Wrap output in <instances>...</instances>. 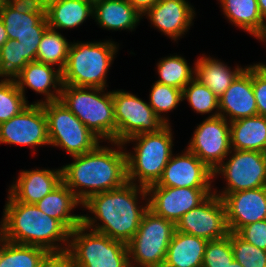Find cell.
I'll list each match as a JSON object with an SVG mask.
<instances>
[{
  "mask_svg": "<svg viewBox=\"0 0 266 267\" xmlns=\"http://www.w3.org/2000/svg\"><path fill=\"white\" fill-rule=\"evenodd\" d=\"M261 41H262V42L266 41V37H264ZM265 66H266V65H265Z\"/></svg>",
  "mask_w": 266,
  "mask_h": 267,
  "instance_id": "48",
  "label": "cell"
},
{
  "mask_svg": "<svg viewBox=\"0 0 266 267\" xmlns=\"http://www.w3.org/2000/svg\"><path fill=\"white\" fill-rule=\"evenodd\" d=\"M103 88L62 85L60 101L100 140L116 142L112 92ZM104 92V93H101Z\"/></svg>",
  "mask_w": 266,
  "mask_h": 267,
  "instance_id": "5",
  "label": "cell"
},
{
  "mask_svg": "<svg viewBox=\"0 0 266 267\" xmlns=\"http://www.w3.org/2000/svg\"><path fill=\"white\" fill-rule=\"evenodd\" d=\"M172 138L171 126L166 124L156 133L139 134L123 142V145L131 141L136 142L133 149L134 154L125 152L128 182L139 183V186L146 188L156 184L173 155Z\"/></svg>",
  "mask_w": 266,
  "mask_h": 267,
  "instance_id": "4",
  "label": "cell"
},
{
  "mask_svg": "<svg viewBox=\"0 0 266 267\" xmlns=\"http://www.w3.org/2000/svg\"><path fill=\"white\" fill-rule=\"evenodd\" d=\"M93 18L108 30H133L142 16L127 0H97L94 2Z\"/></svg>",
  "mask_w": 266,
  "mask_h": 267,
  "instance_id": "26",
  "label": "cell"
},
{
  "mask_svg": "<svg viewBox=\"0 0 266 267\" xmlns=\"http://www.w3.org/2000/svg\"><path fill=\"white\" fill-rule=\"evenodd\" d=\"M117 46L110 40L71 43L66 65L62 70V84L106 89L105 79L115 58Z\"/></svg>",
  "mask_w": 266,
  "mask_h": 267,
  "instance_id": "6",
  "label": "cell"
},
{
  "mask_svg": "<svg viewBox=\"0 0 266 267\" xmlns=\"http://www.w3.org/2000/svg\"><path fill=\"white\" fill-rule=\"evenodd\" d=\"M229 123L233 150L266 153V117L257 114Z\"/></svg>",
  "mask_w": 266,
  "mask_h": 267,
  "instance_id": "27",
  "label": "cell"
},
{
  "mask_svg": "<svg viewBox=\"0 0 266 267\" xmlns=\"http://www.w3.org/2000/svg\"><path fill=\"white\" fill-rule=\"evenodd\" d=\"M231 245L234 260L243 267H266V251L241 239L231 232Z\"/></svg>",
  "mask_w": 266,
  "mask_h": 267,
  "instance_id": "37",
  "label": "cell"
},
{
  "mask_svg": "<svg viewBox=\"0 0 266 267\" xmlns=\"http://www.w3.org/2000/svg\"><path fill=\"white\" fill-rule=\"evenodd\" d=\"M233 260L230 232L223 238L208 241L202 267H228Z\"/></svg>",
  "mask_w": 266,
  "mask_h": 267,
  "instance_id": "38",
  "label": "cell"
},
{
  "mask_svg": "<svg viewBox=\"0 0 266 267\" xmlns=\"http://www.w3.org/2000/svg\"><path fill=\"white\" fill-rule=\"evenodd\" d=\"M113 144L119 150L98 145L88 153L73 156L72 163L61 167L62 181L81 203L94 194L119 188L128 182L124 145Z\"/></svg>",
  "mask_w": 266,
  "mask_h": 267,
  "instance_id": "2",
  "label": "cell"
},
{
  "mask_svg": "<svg viewBox=\"0 0 266 267\" xmlns=\"http://www.w3.org/2000/svg\"><path fill=\"white\" fill-rule=\"evenodd\" d=\"M176 226L147 210L134 237L127 243L130 267H163Z\"/></svg>",
  "mask_w": 266,
  "mask_h": 267,
  "instance_id": "8",
  "label": "cell"
},
{
  "mask_svg": "<svg viewBox=\"0 0 266 267\" xmlns=\"http://www.w3.org/2000/svg\"><path fill=\"white\" fill-rule=\"evenodd\" d=\"M230 152H233L231 158L213 171V178L221 173L226 179L227 185L221 193L266 186V153L233 149Z\"/></svg>",
  "mask_w": 266,
  "mask_h": 267,
  "instance_id": "11",
  "label": "cell"
},
{
  "mask_svg": "<svg viewBox=\"0 0 266 267\" xmlns=\"http://www.w3.org/2000/svg\"><path fill=\"white\" fill-rule=\"evenodd\" d=\"M8 0H0V11L2 10L3 6L6 5Z\"/></svg>",
  "mask_w": 266,
  "mask_h": 267,
  "instance_id": "47",
  "label": "cell"
},
{
  "mask_svg": "<svg viewBox=\"0 0 266 267\" xmlns=\"http://www.w3.org/2000/svg\"><path fill=\"white\" fill-rule=\"evenodd\" d=\"M37 267H72L70 256L65 251L48 252Z\"/></svg>",
  "mask_w": 266,
  "mask_h": 267,
  "instance_id": "42",
  "label": "cell"
},
{
  "mask_svg": "<svg viewBox=\"0 0 266 267\" xmlns=\"http://www.w3.org/2000/svg\"><path fill=\"white\" fill-rule=\"evenodd\" d=\"M236 234L244 241L266 251V220L245 225Z\"/></svg>",
  "mask_w": 266,
  "mask_h": 267,
  "instance_id": "40",
  "label": "cell"
},
{
  "mask_svg": "<svg viewBox=\"0 0 266 267\" xmlns=\"http://www.w3.org/2000/svg\"><path fill=\"white\" fill-rule=\"evenodd\" d=\"M187 99L194 112L201 114L211 113L216 109L214 114L208 118L219 116L218 97L206 86L193 78L182 90V100Z\"/></svg>",
  "mask_w": 266,
  "mask_h": 267,
  "instance_id": "33",
  "label": "cell"
},
{
  "mask_svg": "<svg viewBox=\"0 0 266 267\" xmlns=\"http://www.w3.org/2000/svg\"><path fill=\"white\" fill-rule=\"evenodd\" d=\"M23 93L17 87L13 78H4L0 80V124L8 121L19 114L28 101Z\"/></svg>",
  "mask_w": 266,
  "mask_h": 267,
  "instance_id": "34",
  "label": "cell"
},
{
  "mask_svg": "<svg viewBox=\"0 0 266 267\" xmlns=\"http://www.w3.org/2000/svg\"><path fill=\"white\" fill-rule=\"evenodd\" d=\"M225 17L260 41L266 37V21L263 20L257 0H220Z\"/></svg>",
  "mask_w": 266,
  "mask_h": 267,
  "instance_id": "28",
  "label": "cell"
},
{
  "mask_svg": "<svg viewBox=\"0 0 266 267\" xmlns=\"http://www.w3.org/2000/svg\"><path fill=\"white\" fill-rule=\"evenodd\" d=\"M228 267H243V266L239 264L236 260H233L231 265H229Z\"/></svg>",
  "mask_w": 266,
  "mask_h": 267,
  "instance_id": "46",
  "label": "cell"
},
{
  "mask_svg": "<svg viewBox=\"0 0 266 267\" xmlns=\"http://www.w3.org/2000/svg\"><path fill=\"white\" fill-rule=\"evenodd\" d=\"M211 191V188L148 186V209L176 225L184 214L205 201Z\"/></svg>",
  "mask_w": 266,
  "mask_h": 267,
  "instance_id": "14",
  "label": "cell"
},
{
  "mask_svg": "<svg viewBox=\"0 0 266 267\" xmlns=\"http://www.w3.org/2000/svg\"><path fill=\"white\" fill-rule=\"evenodd\" d=\"M35 204L42 212L59 220L70 232L82 224V215L71 213L82 203L64 182Z\"/></svg>",
  "mask_w": 266,
  "mask_h": 267,
  "instance_id": "23",
  "label": "cell"
},
{
  "mask_svg": "<svg viewBox=\"0 0 266 267\" xmlns=\"http://www.w3.org/2000/svg\"><path fill=\"white\" fill-rule=\"evenodd\" d=\"M94 12L90 0H47L46 19L51 29H69L80 26Z\"/></svg>",
  "mask_w": 266,
  "mask_h": 267,
  "instance_id": "25",
  "label": "cell"
},
{
  "mask_svg": "<svg viewBox=\"0 0 266 267\" xmlns=\"http://www.w3.org/2000/svg\"><path fill=\"white\" fill-rule=\"evenodd\" d=\"M9 194L19 202L35 204L52 192L62 181V168L21 171Z\"/></svg>",
  "mask_w": 266,
  "mask_h": 267,
  "instance_id": "21",
  "label": "cell"
},
{
  "mask_svg": "<svg viewBox=\"0 0 266 267\" xmlns=\"http://www.w3.org/2000/svg\"><path fill=\"white\" fill-rule=\"evenodd\" d=\"M8 35L7 32L5 30L3 21L0 18V49L1 47L8 41Z\"/></svg>",
  "mask_w": 266,
  "mask_h": 267,
  "instance_id": "44",
  "label": "cell"
},
{
  "mask_svg": "<svg viewBox=\"0 0 266 267\" xmlns=\"http://www.w3.org/2000/svg\"><path fill=\"white\" fill-rule=\"evenodd\" d=\"M149 97L148 104L165 124H170L169 120L161 114L174 110L183 101L181 89L157 82L153 84Z\"/></svg>",
  "mask_w": 266,
  "mask_h": 267,
  "instance_id": "35",
  "label": "cell"
},
{
  "mask_svg": "<svg viewBox=\"0 0 266 267\" xmlns=\"http://www.w3.org/2000/svg\"><path fill=\"white\" fill-rule=\"evenodd\" d=\"M7 3L19 13L46 17L47 0H8Z\"/></svg>",
  "mask_w": 266,
  "mask_h": 267,
  "instance_id": "41",
  "label": "cell"
},
{
  "mask_svg": "<svg viewBox=\"0 0 266 267\" xmlns=\"http://www.w3.org/2000/svg\"><path fill=\"white\" fill-rule=\"evenodd\" d=\"M175 226L179 232L207 241L223 238L230 233L224 203L215 193L184 214Z\"/></svg>",
  "mask_w": 266,
  "mask_h": 267,
  "instance_id": "13",
  "label": "cell"
},
{
  "mask_svg": "<svg viewBox=\"0 0 266 267\" xmlns=\"http://www.w3.org/2000/svg\"><path fill=\"white\" fill-rule=\"evenodd\" d=\"M258 8L263 20H266V0H257Z\"/></svg>",
  "mask_w": 266,
  "mask_h": 267,
  "instance_id": "45",
  "label": "cell"
},
{
  "mask_svg": "<svg viewBox=\"0 0 266 267\" xmlns=\"http://www.w3.org/2000/svg\"><path fill=\"white\" fill-rule=\"evenodd\" d=\"M252 86L258 115L266 117V66L263 63L252 65Z\"/></svg>",
  "mask_w": 266,
  "mask_h": 267,
  "instance_id": "39",
  "label": "cell"
},
{
  "mask_svg": "<svg viewBox=\"0 0 266 267\" xmlns=\"http://www.w3.org/2000/svg\"><path fill=\"white\" fill-rule=\"evenodd\" d=\"M10 40H17L23 48V58L29 63L36 61V54L44 32L49 28L43 15L19 13L8 3L0 11Z\"/></svg>",
  "mask_w": 266,
  "mask_h": 267,
  "instance_id": "16",
  "label": "cell"
},
{
  "mask_svg": "<svg viewBox=\"0 0 266 267\" xmlns=\"http://www.w3.org/2000/svg\"><path fill=\"white\" fill-rule=\"evenodd\" d=\"M27 64L20 43L8 39L0 49V77L14 78Z\"/></svg>",
  "mask_w": 266,
  "mask_h": 267,
  "instance_id": "36",
  "label": "cell"
},
{
  "mask_svg": "<svg viewBox=\"0 0 266 267\" xmlns=\"http://www.w3.org/2000/svg\"><path fill=\"white\" fill-rule=\"evenodd\" d=\"M213 171L195 154L186 149L183 154L173 156L165 166L161 178L150 186L211 188Z\"/></svg>",
  "mask_w": 266,
  "mask_h": 267,
  "instance_id": "18",
  "label": "cell"
},
{
  "mask_svg": "<svg viewBox=\"0 0 266 267\" xmlns=\"http://www.w3.org/2000/svg\"><path fill=\"white\" fill-rule=\"evenodd\" d=\"M218 100L219 116L228 122L258 114L252 86V65L245 67Z\"/></svg>",
  "mask_w": 266,
  "mask_h": 267,
  "instance_id": "19",
  "label": "cell"
},
{
  "mask_svg": "<svg viewBox=\"0 0 266 267\" xmlns=\"http://www.w3.org/2000/svg\"><path fill=\"white\" fill-rule=\"evenodd\" d=\"M222 198L230 232L236 233L245 225L266 220V186L233 193L213 191Z\"/></svg>",
  "mask_w": 266,
  "mask_h": 267,
  "instance_id": "17",
  "label": "cell"
},
{
  "mask_svg": "<svg viewBox=\"0 0 266 267\" xmlns=\"http://www.w3.org/2000/svg\"><path fill=\"white\" fill-rule=\"evenodd\" d=\"M116 121V142L123 143L132 136L156 133L166 124L151 106L134 94L112 91Z\"/></svg>",
  "mask_w": 266,
  "mask_h": 267,
  "instance_id": "10",
  "label": "cell"
},
{
  "mask_svg": "<svg viewBox=\"0 0 266 267\" xmlns=\"http://www.w3.org/2000/svg\"><path fill=\"white\" fill-rule=\"evenodd\" d=\"M71 43L54 29L48 28L41 39L36 54V61L57 65L62 71L65 68Z\"/></svg>",
  "mask_w": 266,
  "mask_h": 267,
  "instance_id": "31",
  "label": "cell"
},
{
  "mask_svg": "<svg viewBox=\"0 0 266 267\" xmlns=\"http://www.w3.org/2000/svg\"><path fill=\"white\" fill-rule=\"evenodd\" d=\"M208 241L175 230L163 267H202Z\"/></svg>",
  "mask_w": 266,
  "mask_h": 267,
  "instance_id": "24",
  "label": "cell"
},
{
  "mask_svg": "<svg viewBox=\"0 0 266 267\" xmlns=\"http://www.w3.org/2000/svg\"><path fill=\"white\" fill-rule=\"evenodd\" d=\"M7 198L0 225L1 238L16 244L38 246L48 252L68 249L70 231L59 220L42 212L36 204L16 201L10 194Z\"/></svg>",
  "mask_w": 266,
  "mask_h": 267,
  "instance_id": "3",
  "label": "cell"
},
{
  "mask_svg": "<svg viewBox=\"0 0 266 267\" xmlns=\"http://www.w3.org/2000/svg\"><path fill=\"white\" fill-rule=\"evenodd\" d=\"M137 12L143 16L150 8L157 4L160 0H127Z\"/></svg>",
  "mask_w": 266,
  "mask_h": 267,
  "instance_id": "43",
  "label": "cell"
},
{
  "mask_svg": "<svg viewBox=\"0 0 266 267\" xmlns=\"http://www.w3.org/2000/svg\"><path fill=\"white\" fill-rule=\"evenodd\" d=\"M210 57L203 54L197 59L194 64V78L206 85L219 98L245 68L236 66L237 68L231 71L225 63Z\"/></svg>",
  "mask_w": 266,
  "mask_h": 267,
  "instance_id": "29",
  "label": "cell"
},
{
  "mask_svg": "<svg viewBox=\"0 0 266 267\" xmlns=\"http://www.w3.org/2000/svg\"><path fill=\"white\" fill-rule=\"evenodd\" d=\"M50 145L47 117L41 103L25 107L19 114L0 124V144Z\"/></svg>",
  "mask_w": 266,
  "mask_h": 267,
  "instance_id": "15",
  "label": "cell"
},
{
  "mask_svg": "<svg viewBox=\"0 0 266 267\" xmlns=\"http://www.w3.org/2000/svg\"><path fill=\"white\" fill-rule=\"evenodd\" d=\"M69 241L67 252L72 267H130L126 243L83 224L70 232Z\"/></svg>",
  "mask_w": 266,
  "mask_h": 267,
  "instance_id": "7",
  "label": "cell"
},
{
  "mask_svg": "<svg viewBox=\"0 0 266 267\" xmlns=\"http://www.w3.org/2000/svg\"><path fill=\"white\" fill-rule=\"evenodd\" d=\"M14 81L25 97V87L44 94L45 100L35 103L58 101L62 89V71L53 68V65L38 61L29 62L14 78ZM51 86L55 89L51 90ZM55 94H54V93Z\"/></svg>",
  "mask_w": 266,
  "mask_h": 267,
  "instance_id": "22",
  "label": "cell"
},
{
  "mask_svg": "<svg viewBox=\"0 0 266 267\" xmlns=\"http://www.w3.org/2000/svg\"><path fill=\"white\" fill-rule=\"evenodd\" d=\"M47 253L44 248L12 243L0 237V267H37Z\"/></svg>",
  "mask_w": 266,
  "mask_h": 267,
  "instance_id": "30",
  "label": "cell"
},
{
  "mask_svg": "<svg viewBox=\"0 0 266 267\" xmlns=\"http://www.w3.org/2000/svg\"><path fill=\"white\" fill-rule=\"evenodd\" d=\"M191 6L186 0H160L143 16L147 15L154 27L176 41L190 29L195 15Z\"/></svg>",
  "mask_w": 266,
  "mask_h": 267,
  "instance_id": "20",
  "label": "cell"
},
{
  "mask_svg": "<svg viewBox=\"0 0 266 267\" xmlns=\"http://www.w3.org/2000/svg\"><path fill=\"white\" fill-rule=\"evenodd\" d=\"M139 194L142 200L146 201L144 207L138 206ZM147 197L146 187L131 182L94 194L82 203V207L94 214V218L82 215V224L88 229L127 244L134 237L144 213L148 210ZM97 219L102 224H95Z\"/></svg>",
  "mask_w": 266,
  "mask_h": 267,
  "instance_id": "1",
  "label": "cell"
},
{
  "mask_svg": "<svg viewBox=\"0 0 266 267\" xmlns=\"http://www.w3.org/2000/svg\"><path fill=\"white\" fill-rule=\"evenodd\" d=\"M193 134L187 149L210 170L214 171L232 154L230 123L224 117L206 118L196 127Z\"/></svg>",
  "mask_w": 266,
  "mask_h": 267,
  "instance_id": "12",
  "label": "cell"
},
{
  "mask_svg": "<svg viewBox=\"0 0 266 267\" xmlns=\"http://www.w3.org/2000/svg\"><path fill=\"white\" fill-rule=\"evenodd\" d=\"M41 105L47 117L50 145L63 148L71 157L88 153L100 145V139L60 100Z\"/></svg>",
  "mask_w": 266,
  "mask_h": 267,
  "instance_id": "9",
  "label": "cell"
},
{
  "mask_svg": "<svg viewBox=\"0 0 266 267\" xmlns=\"http://www.w3.org/2000/svg\"><path fill=\"white\" fill-rule=\"evenodd\" d=\"M157 70L160 77L156 81L157 83L173 86L181 90L195 75V70H192L187 61L179 55H172L161 59L157 63Z\"/></svg>",
  "mask_w": 266,
  "mask_h": 267,
  "instance_id": "32",
  "label": "cell"
}]
</instances>
